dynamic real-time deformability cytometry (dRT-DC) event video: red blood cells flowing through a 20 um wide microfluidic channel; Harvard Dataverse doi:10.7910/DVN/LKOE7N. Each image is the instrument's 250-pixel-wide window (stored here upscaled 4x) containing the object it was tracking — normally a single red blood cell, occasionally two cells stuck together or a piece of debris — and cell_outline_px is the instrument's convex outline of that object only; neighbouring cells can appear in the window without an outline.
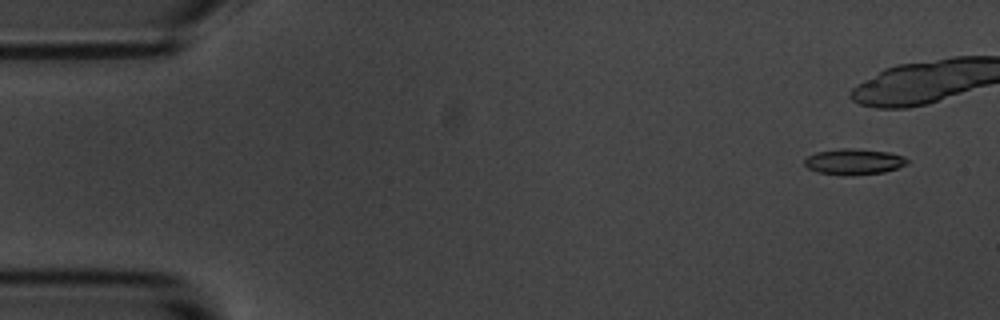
{"species": "common noctule bat (a hibernating species)", "species_latin": "Nyctalus noctula", "temperature_condition": "room temperature", "stored_images_in_passage": 10, "camera_frame_rate_fps": 3000, "um_per_image_px": 0.085, "animal": {"sex": "male", "body_mass_g": 20.1, "forearm_length_mm": 53.5}, "frame": {"image": 1, "passage_image": 2, "time_ms": 1.0, "image_size_px": [1000, 320], "cell_outline_px": [[908, 164], [884, 172], [852, 176], [844, 176], [816, 172], [808, 168], [804, 164], [804, 160], [808, 156], [816, 152], [840, 148], [852, 148], [888, 152], [904, 156], [908, 160]], "centroid_in_image_um": [72.56, 13.75], "position_along_channel_um": 12.4, "area_um2": 15.66}}